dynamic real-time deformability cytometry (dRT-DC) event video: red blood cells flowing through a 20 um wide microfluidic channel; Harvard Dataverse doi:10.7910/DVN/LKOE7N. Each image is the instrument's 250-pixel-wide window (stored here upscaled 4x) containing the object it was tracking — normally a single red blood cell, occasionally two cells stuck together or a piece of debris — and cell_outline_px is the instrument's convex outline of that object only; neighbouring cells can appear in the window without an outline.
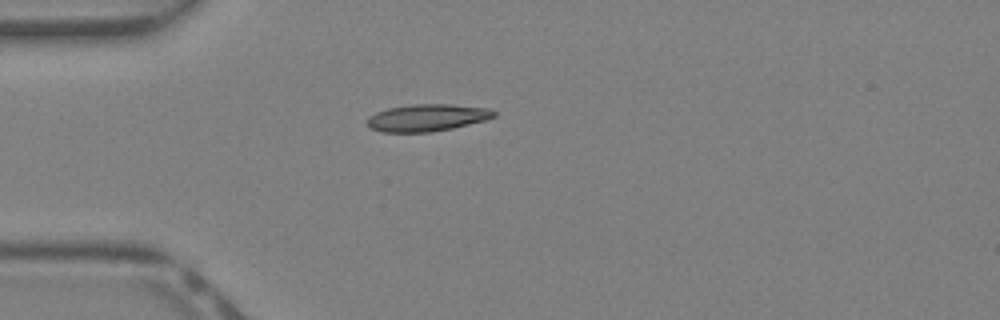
{"species": "Egyptian fruit bat (a non-hibernating species)", "species_latin": "Rousettus aegyptiacus", "temperature_condition": "warm", "stored_images_in_passage": 30, "camera_frame_rate_fps": 3000, "um_per_image_px": 0.085, "animal": {"sex": "female"}, "frame": {"image": 1, "passage_image": 1, "time_ms": 0.0, "image_size_px": [1000, 320], "cell_outline_px": [[496, 116], [484, 120], [452, 128], [432, 132], [380, 132], [372, 128], [368, 124], [368, 116], [376, 112], [388, 108], [412, 104], [452, 104], [488, 108], [496, 112]], "centroid_in_image_um": [36.3, 10.0], "position_along_channel_um": 48.7, "area_um2": 19.94}}
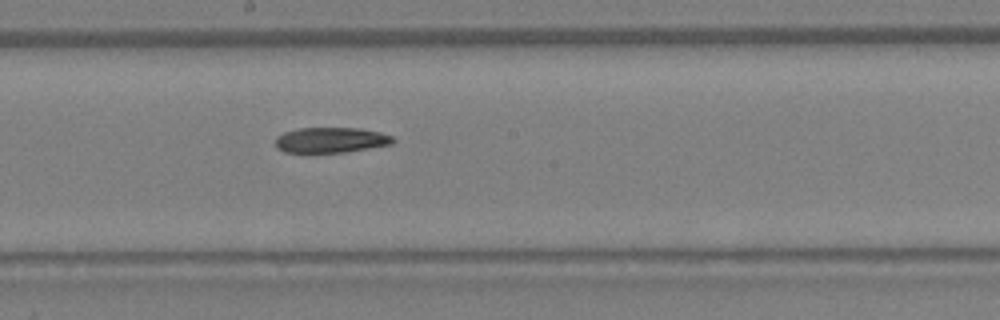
{"frame": {"image": 2, "passage_image": 12, "time_ms": 3.667, "image_size_px": [1000, 320], "cell_outline_px": [[396, 140], [392, 144], [344, 152], [284, 152], [276, 148], [276, 136], [284, 132], [300, 128], [360, 128], [380, 132], [392, 136]], "centroid_in_image_um": [28.12, 11.9], "position_along_channel_um": 220.1, "area_um2": 17.34}}
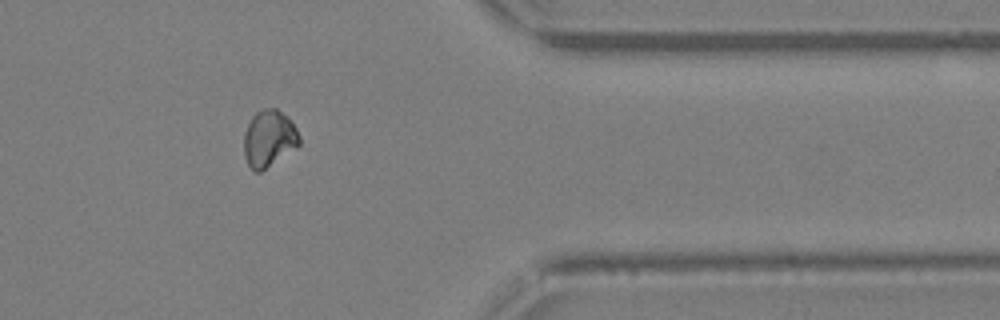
{"frame": {"image": 3, "passage_image": 23, "time_ms": 7.333, "image_size_px": [1000, 320], "cell_outline_px": [[300, 144], [260, 172], [252, 172], [244, 156], [244, 132], [252, 116], [256, 112], [264, 108], [276, 108], [296, 128], [300, 136]], "centroid_in_image_um": [22.82, 11.79], "position_along_channel_um": 388.6, "area_um2": 18.03}}